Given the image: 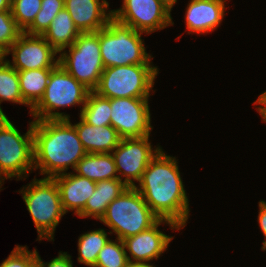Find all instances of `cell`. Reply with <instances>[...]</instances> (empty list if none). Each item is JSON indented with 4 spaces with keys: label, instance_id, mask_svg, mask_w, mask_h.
<instances>
[{
    "label": "cell",
    "instance_id": "obj_1",
    "mask_svg": "<svg viewBox=\"0 0 266 267\" xmlns=\"http://www.w3.org/2000/svg\"><path fill=\"white\" fill-rule=\"evenodd\" d=\"M138 186L135 189L159 219L184 228L189 217V201L175 157L167 156L161 148L150 160Z\"/></svg>",
    "mask_w": 266,
    "mask_h": 267
},
{
    "label": "cell",
    "instance_id": "obj_2",
    "mask_svg": "<svg viewBox=\"0 0 266 267\" xmlns=\"http://www.w3.org/2000/svg\"><path fill=\"white\" fill-rule=\"evenodd\" d=\"M34 169L53 178L64 174L87 154L70 119L33 121Z\"/></svg>",
    "mask_w": 266,
    "mask_h": 267
},
{
    "label": "cell",
    "instance_id": "obj_3",
    "mask_svg": "<svg viewBox=\"0 0 266 267\" xmlns=\"http://www.w3.org/2000/svg\"><path fill=\"white\" fill-rule=\"evenodd\" d=\"M142 33L119 23L114 18L100 29V54L104 68L151 64L152 57L146 52L141 38Z\"/></svg>",
    "mask_w": 266,
    "mask_h": 267
},
{
    "label": "cell",
    "instance_id": "obj_4",
    "mask_svg": "<svg viewBox=\"0 0 266 267\" xmlns=\"http://www.w3.org/2000/svg\"><path fill=\"white\" fill-rule=\"evenodd\" d=\"M159 218L135 187H127L107 207L101 222L124 240L153 226Z\"/></svg>",
    "mask_w": 266,
    "mask_h": 267
},
{
    "label": "cell",
    "instance_id": "obj_5",
    "mask_svg": "<svg viewBox=\"0 0 266 267\" xmlns=\"http://www.w3.org/2000/svg\"><path fill=\"white\" fill-rule=\"evenodd\" d=\"M23 199L38 233L37 240L54 241V231L64 214L60 192L53 178L36 179L23 187Z\"/></svg>",
    "mask_w": 266,
    "mask_h": 267
},
{
    "label": "cell",
    "instance_id": "obj_6",
    "mask_svg": "<svg viewBox=\"0 0 266 267\" xmlns=\"http://www.w3.org/2000/svg\"><path fill=\"white\" fill-rule=\"evenodd\" d=\"M152 64H132L104 68L94 92L102 97L149 98L158 68Z\"/></svg>",
    "mask_w": 266,
    "mask_h": 267
},
{
    "label": "cell",
    "instance_id": "obj_7",
    "mask_svg": "<svg viewBox=\"0 0 266 267\" xmlns=\"http://www.w3.org/2000/svg\"><path fill=\"white\" fill-rule=\"evenodd\" d=\"M90 90L79 83L60 64L52 71L45 90L39 103L30 110L34 120L69 119L70 116L56 109L86 103Z\"/></svg>",
    "mask_w": 266,
    "mask_h": 267
},
{
    "label": "cell",
    "instance_id": "obj_8",
    "mask_svg": "<svg viewBox=\"0 0 266 267\" xmlns=\"http://www.w3.org/2000/svg\"><path fill=\"white\" fill-rule=\"evenodd\" d=\"M29 125L21 135L7 116H0V174L5 179H22L34 169L33 121Z\"/></svg>",
    "mask_w": 266,
    "mask_h": 267
},
{
    "label": "cell",
    "instance_id": "obj_9",
    "mask_svg": "<svg viewBox=\"0 0 266 267\" xmlns=\"http://www.w3.org/2000/svg\"><path fill=\"white\" fill-rule=\"evenodd\" d=\"M60 53L59 64L90 91L98 86L104 65L100 54L99 31L81 33L75 42Z\"/></svg>",
    "mask_w": 266,
    "mask_h": 267
},
{
    "label": "cell",
    "instance_id": "obj_10",
    "mask_svg": "<svg viewBox=\"0 0 266 267\" xmlns=\"http://www.w3.org/2000/svg\"><path fill=\"white\" fill-rule=\"evenodd\" d=\"M171 10L164 0H123L122 8L112 13L119 23L150 34L173 25Z\"/></svg>",
    "mask_w": 266,
    "mask_h": 267
},
{
    "label": "cell",
    "instance_id": "obj_11",
    "mask_svg": "<svg viewBox=\"0 0 266 267\" xmlns=\"http://www.w3.org/2000/svg\"><path fill=\"white\" fill-rule=\"evenodd\" d=\"M149 137L150 135L121 139L118 146L111 152L115 160L116 171L120 173L119 180L122 181V177H126L123 182L127 187L136 186L134 181H140L150 160L161 149L158 146L153 150Z\"/></svg>",
    "mask_w": 266,
    "mask_h": 267
},
{
    "label": "cell",
    "instance_id": "obj_12",
    "mask_svg": "<svg viewBox=\"0 0 266 267\" xmlns=\"http://www.w3.org/2000/svg\"><path fill=\"white\" fill-rule=\"evenodd\" d=\"M111 125L121 139L150 135L151 115L148 98L110 99Z\"/></svg>",
    "mask_w": 266,
    "mask_h": 267
},
{
    "label": "cell",
    "instance_id": "obj_13",
    "mask_svg": "<svg viewBox=\"0 0 266 267\" xmlns=\"http://www.w3.org/2000/svg\"><path fill=\"white\" fill-rule=\"evenodd\" d=\"M12 52V64L17 71L41 68H55L59 64L58 53L42 35H30L22 32L5 57Z\"/></svg>",
    "mask_w": 266,
    "mask_h": 267
},
{
    "label": "cell",
    "instance_id": "obj_14",
    "mask_svg": "<svg viewBox=\"0 0 266 267\" xmlns=\"http://www.w3.org/2000/svg\"><path fill=\"white\" fill-rule=\"evenodd\" d=\"M164 222L168 224L171 229L180 230L174 222L159 219L149 229L123 240L125 249L129 251L132 257L130 258V256H128L130 262L146 263V261L158 259L159 256L166 251L173 237L158 230V226L162 223L164 224Z\"/></svg>",
    "mask_w": 266,
    "mask_h": 267
},
{
    "label": "cell",
    "instance_id": "obj_15",
    "mask_svg": "<svg viewBox=\"0 0 266 267\" xmlns=\"http://www.w3.org/2000/svg\"><path fill=\"white\" fill-rule=\"evenodd\" d=\"M108 7L106 0H64V8L81 33L103 29L113 18L112 10L109 11Z\"/></svg>",
    "mask_w": 266,
    "mask_h": 267
},
{
    "label": "cell",
    "instance_id": "obj_16",
    "mask_svg": "<svg viewBox=\"0 0 266 267\" xmlns=\"http://www.w3.org/2000/svg\"><path fill=\"white\" fill-rule=\"evenodd\" d=\"M224 3L225 0H191L185 12L188 34H203L217 29L224 17Z\"/></svg>",
    "mask_w": 266,
    "mask_h": 267
},
{
    "label": "cell",
    "instance_id": "obj_17",
    "mask_svg": "<svg viewBox=\"0 0 266 267\" xmlns=\"http://www.w3.org/2000/svg\"><path fill=\"white\" fill-rule=\"evenodd\" d=\"M53 179L58 185L64 212L75 210L76 215L85 207L87 200L96 189L97 183L75 173L60 174Z\"/></svg>",
    "mask_w": 266,
    "mask_h": 267
},
{
    "label": "cell",
    "instance_id": "obj_18",
    "mask_svg": "<svg viewBox=\"0 0 266 267\" xmlns=\"http://www.w3.org/2000/svg\"><path fill=\"white\" fill-rule=\"evenodd\" d=\"M74 126L87 153H111L121 140L112 125L94 126L80 117V122Z\"/></svg>",
    "mask_w": 266,
    "mask_h": 267
},
{
    "label": "cell",
    "instance_id": "obj_19",
    "mask_svg": "<svg viewBox=\"0 0 266 267\" xmlns=\"http://www.w3.org/2000/svg\"><path fill=\"white\" fill-rule=\"evenodd\" d=\"M126 188V184L119 179L98 181L96 189L78 216L81 218L93 217L94 219L101 220L106 213L108 205Z\"/></svg>",
    "mask_w": 266,
    "mask_h": 267
},
{
    "label": "cell",
    "instance_id": "obj_20",
    "mask_svg": "<svg viewBox=\"0 0 266 267\" xmlns=\"http://www.w3.org/2000/svg\"><path fill=\"white\" fill-rule=\"evenodd\" d=\"M74 171L95 182L119 179L112 153H87L77 163Z\"/></svg>",
    "mask_w": 266,
    "mask_h": 267
},
{
    "label": "cell",
    "instance_id": "obj_21",
    "mask_svg": "<svg viewBox=\"0 0 266 267\" xmlns=\"http://www.w3.org/2000/svg\"><path fill=\"white\" fill-rule=\"evenodd\" d=\"M80 34L69 12L63 8L42 36L58 53H61L70 47Z\"/></svg>",
    "mask_w": 266,
    "mask_h": 267
},
{
    "label": "cell",
    "instance_id": "obj_22",
    "mask_svg": "<svg viewBox=\"0 0 266 267\" xmlns=\"http://www.w3.org/2000/svg\"><path fill=\"white\" fill-rule=\"evenodd\" d=\"M54 68L18 71L20 91L24 102L32 110L42 99L51 71Z\"/></svg>",
    "mask_w": 266,
    "mask_h": 267
},
{
    "label": "cell",
    "instance_id": "obj_23",
    "mask_svg": "<svg viewBox=\"0 0 266 267\" xmlns=\"http://www.w3.org/2000/svg\"><path fill=\"white\" fill-rule=\"evenodd\" d=\"M110 115V99L90 91L83 109L80 110V117L94 126H108L111 125Z\"/></svg>",
    "mask_w": 266,
    "mask_h": 267
},
{
    "label": "cell",
    "instance_id": "obj_24",
    "mask_svg": "<svg viewBox=\"0 0 266 267\" xmlns=\"http://www.w3.org/2000/svg\"><path fill=\"white\" fill-rule=\"evenodd\" d=\"M107 232L98 229L82 234L78 238V262L95 267L98 253L108 242Z\"/></svg>",
    "mask_w": 266,
    "mask_h": 267
},
{
    "label": "cell",
    "instance_id": "obj_25",
    "mask_svg": "<svg viewBox=\"0 0 266 267\" xmlns=\"http://www.w3.org/2000/svg\"><path fill=\"white\" fill-rule=\"evenodd\" d=\"M3 101L27 105L20 91L18 71L4 59L0 62V104ZM0 116H6L1 107Z\"/></svg>",
    "mask_w": 266,
    "mask_h": 267
},
{
    "label": "cell",
    "instance_id": "obj_26",
    "mask_svg": "<svg viewBox=\"0 0 266 267\" xmlns=\"http://www.w3.org/2000/svg\"><path fill=\"white\" fill-rule=\"evenodd\" d=\"M128 255L122 240L116 238V241H112L109 239L98 253L95 267H127Z\"/></svg>",
    "mask_w": 266,
    "mask_h": 267
},
{
    "label": "cell",
    "instance_id": "obj_27",
    "mask_svg": "<svg viewBox=\"0 0 266 267\" xmlns=\"http://www.w3.org/2000/svg\"><path fill=\"white\" fill-rule=\"evenodd\" d=\"M63 8L64 0H42L41 9L35 20L24 32L30 35H43Z\"/></svg>",
    "mask_w": 266,
    "mask_h": 267
},
{
    "label": "cell",
    "instance_id": "obj_28",
    "mask_svg": "<svg viewBox=\"0 0 266 267\" xmlns=\"http://www.w3.org/2000/svg\"><path fill=\"white\" fill-rule=\"evenodd\" d=\"M42 0H13L10 10L17 26L24 32L35 20Z\"/></svg>",
    "mask_w": 266,
    "mask_h": 267
},
{
    "label": "cell",
    "instance_id": "obj_29",
    "mask_svg": "<svg viewBox=\"0 0 266 267\" xmlns=\"http://www.w3.org/2000/svg\"><path fill=\"white\" fill-rule=\"evenodd\" d=\"M23 31L17 26L11 10L0 12V50L6 54Z\"/></svg>",
    "mask_w": 266,
    "mask_h": 267
},
{
    "label": "cell",
    "instance_id": "obj_30",
    "mask_svg": "<svg viewBox=\"0 0 266 267\" xmlns=\"http://www.w3.org/2000/svg\"><path fill=\"white\" fill-rule=\"evenodd\" d=\"M0 267H37V250L30 252L26 246L17 245Z\"/></svg>",
    "mask_w": 266,
    "mask_h": 267
},
{
    "label": "cell",
    "instance_id": "obj_31",
    "mask_svg": "<svg viewBox=\"0 0 266 267\" xmlns=\"http://www.w3.org/2000/svg\"><path fill=\"white\" fill-rule=\"evenodd\" d=\"M71 256L67 252H59L58 257L44 263L37 252V267H73Z\"/></svg>",
    "mask_w": 266,
    "mask_h": 267
},
{
    "label": "cell",
    "instance_id": "obj_32",
    "mask_svg": "<svg viewBox=\"0 0 266 267\" xmlns=\"http://www.w3.org/2000/svg\"><path fill=\"white\" fill-rule=\"evenodd\" d=\"M258 222L259 226L262 230L263 235L265 236V241L263 244L266 243V201L259 202V215H258Z\"/></svg>",
    "mask_w": 266,
    "mask_h": 267
},
{
    "label": "cell",
    "instance_id": "obj_33",
    "mask_svg": "<svg viewBox=\"0 0 266 267\" xmlns=\"http://www.w3.org/2000/svg\"><path fill=\"white\" fill-rule=\"evenodd\" d=\"M253 104L259 105V107H257V111H266V91L259 95L258 99Z\"/></svg>",
    "mask_w": 266,
    "mask_h": 267
},
{
    "label": "cell",
    "instance_id": "obj_34",
    "mask_svg": "<svg viewBox=\"0 0 266 267\" xmlns=\"http://www.w3.org/2000/svg\"><path fill=\"white\" fill-rule=\"evenodd\" d=\"M10 4L9 0H0V12L10 10Z\"/></svg>",
    "mask_w": 266,
    "mask_h": 267
},
{
    "label": "cell",
    "instance_id": "obj_35",
    "mask_svg": "<svg viewBox=\"0 0 266 267\" xmlns=\"http://www.w3.org/2000/svg\"><path fill=\"white\" fill-rule=\"evenodd\" d=\"M127 267H154L149 263H138V262H130L127 264Z\"/></svg>",
    "mask_w": 266,
    "mask_h": 267
},
{
    "label": "cell",
    "instance_id": "obj_36",
    "mask_svg": "<svg viewBox=\"0 0 266 267\" xmlns=\"http://www.w3.org/2000/svg\"><path fill=\"white\" fill-rule=\"evenodd\" d=\"M169 6L173 8V5L177 2V0H164Z\"/></svg>",
    "mask_w": 266,
    "mask_h": 267
},
{
    "label": "cell",
    "instance_id": "obj_37",
    "mask_svg": "<svg viewBox=\"0 0 266 267\" xmlns=\"http://www.w3.org/2000/svg\"><path fill=\"white\" fill-rule=\"evenodd\" d=\"M258 112L262 116L263 121L266 122V111H258Z\"/></svg>",
    "mask_w": 266,
    "mask_h": 267
},
{
    "label": "cell",
    "instance_id": "obj_38",
    "mask_svg": "<svg viewBox=\"0 0 266 267\" xmlns=\"http://www.w3.org/2000/svg\"><path fill=\"white\" fill-rule=\"evenodd\" d=\"M5 59V54L0 50V62Z\"/></svg>",
    "mask_w": 266,
    "mask_h": 267
},
{
    "label": "cell",
    "instance_id": "obj_39",
    "mask_svg": "<svg viewBox=\"0 0 266 267\" xmlns=\"http://www.w3.org/2000/svg\"><path fill=\"white\" fill-rule=\"evenodd\" d=\"M5 180V178L0 174V188L2 186V181Z\"/></svg>",
    "mask_w": 266,
    "mask_h": 267
},
{
    "label": "cell",
    "instance_id": "obj_40",
    "mask_svg": "<svg viewBox=\"0 0 266 267\" xmlns=\"http://www.w3.org/2000/svg\"><path fill=\"white\" fill-rule=\"evenodd\" d=\"M261 248H262V250H266V243H264Z\"/></svg>",
    "mask_w": 266,
    "mask_h": 267
}]
</instances>
